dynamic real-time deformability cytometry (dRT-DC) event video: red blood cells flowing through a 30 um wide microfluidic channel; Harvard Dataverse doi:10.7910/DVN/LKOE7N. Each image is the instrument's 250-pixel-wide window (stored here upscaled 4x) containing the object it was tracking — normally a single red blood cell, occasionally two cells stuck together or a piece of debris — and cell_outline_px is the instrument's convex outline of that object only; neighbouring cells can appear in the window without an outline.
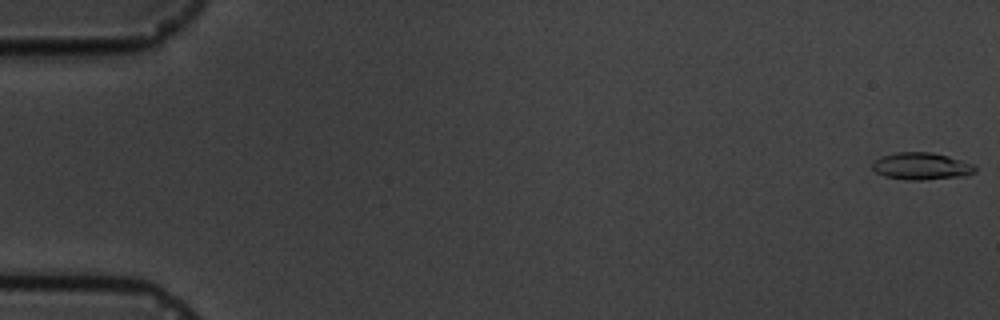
{"species": "common noctule bat (a hibernating species)", "species_latin": "Nyctalus noctula", "temperature_condition": "cold", "stored_images_in_passage": 5, "camera_frame_rate_fps": 3000, "um_per_image_px": 0.085, "animal": {"sex": "male", "body_mass_g": 19.5, "forearm_length_mm": 54.6}, "frame": {"image": 1, "passage_image": 1, "time_ms": 0.0, "image_size_px": [1000, 320], "cell_outline_px": [[976, 172], [968, 176], [924, 180], [908, 180], [884, 176], [876, 172], [872, 168], [872, 160], [880, 156], [896, 152], [932, 152], [948, 156], [976, 164]], "centroid_in_image_um": [78.34, 14.12], "position_along_channel_um": 6.7, "area_um2": 16.65}}
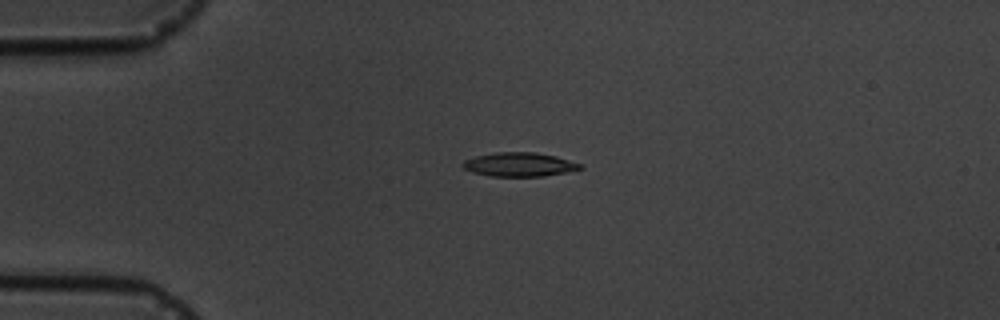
{"frame": {"image": 2, "passage_image": 4, "time_ms": 4.333, "image_size_px": [1000, 320], "cell_outline_px": [[584, 168], [544, 176], [488, 176], [472, 172], [464, 168], [460, 164], [464, 160], [476, 156], [496, 152], [536, 152], [556, 156], [584, 164]], "centroid_in_image_um": [44.15, 13.98], "position_along_channel_um": 40.9, "area_um2": 16.47}}